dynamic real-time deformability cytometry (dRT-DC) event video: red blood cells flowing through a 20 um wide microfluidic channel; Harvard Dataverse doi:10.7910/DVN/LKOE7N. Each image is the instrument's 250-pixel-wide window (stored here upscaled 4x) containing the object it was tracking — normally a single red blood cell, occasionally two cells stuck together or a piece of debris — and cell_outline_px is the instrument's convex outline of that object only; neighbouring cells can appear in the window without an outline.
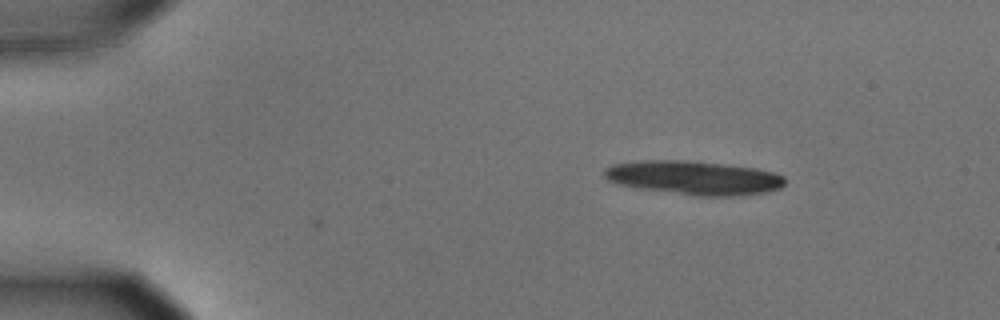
{"species": "common noctule bat (a hibernating species)", "species_latin": "Nyctalus noctula", "temperature_condition": "cold", "stored_images_in_passage": 14, "camera_frame_rate_fps": 3000, "um_per_image_px": 0.085, "animal": {"sex": "male", "body_mass_g": 15.6}, "frame": {"image": 1, "passage_image": 1, "time_ms": 0.0, "image_size_px": [1000, 320], "cell_outline_px": [[784, 184], [780, 188], [764, 192], [736, 196], [692, 196], [640, 188], [620, 184], [608, 180], [604, 176], [604, 168], [612, 164], [640, 160], [684, 160], [756, 168], [772, 172], [784, 176]], "centroid_in_image_um": [58.95, 15.11], "position_along_channel_um": 26.0, "area_um2": 35.55}}